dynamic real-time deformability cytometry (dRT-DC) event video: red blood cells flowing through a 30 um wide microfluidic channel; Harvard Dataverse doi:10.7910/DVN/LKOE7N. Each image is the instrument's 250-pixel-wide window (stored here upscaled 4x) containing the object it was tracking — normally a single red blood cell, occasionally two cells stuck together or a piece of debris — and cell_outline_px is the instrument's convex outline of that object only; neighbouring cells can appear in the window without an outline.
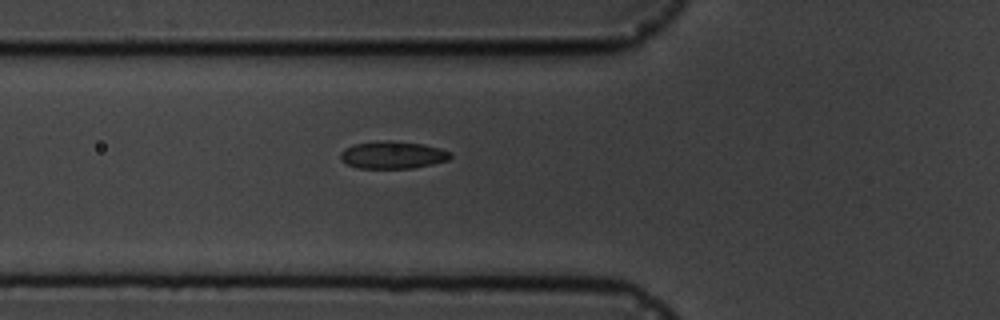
{"species": "common noctule bat (a hibernating species)", "species_latin": "Nyctalus noctula", "temperature_condition": "cold", "stored_images_in_passage": 7, "camera_frame_rate_fps": 3000, "um_per_image_px": 0.085, "animal": {"sex": "male", "body_mass_g": 19.5, "forearm_length_mm": 54.6}, "frame": {"image": 1, "passage_image": 6, "time_ms": 5.667, "image_size_px": [1000, 320], "cell_outline_px": [[452, 156], [448, 160], [432, 164], [412, 168], [356, 168], [340, 160], [340, 152], [344, 148], [352, 144], [384, 140], [392, 140], [424, 144], [440, 148], [452, 152]], "centroid_in_image_um": [33.37, 13.16], "position_along_channel_um": 92.4, "area_um2": 17.8}}